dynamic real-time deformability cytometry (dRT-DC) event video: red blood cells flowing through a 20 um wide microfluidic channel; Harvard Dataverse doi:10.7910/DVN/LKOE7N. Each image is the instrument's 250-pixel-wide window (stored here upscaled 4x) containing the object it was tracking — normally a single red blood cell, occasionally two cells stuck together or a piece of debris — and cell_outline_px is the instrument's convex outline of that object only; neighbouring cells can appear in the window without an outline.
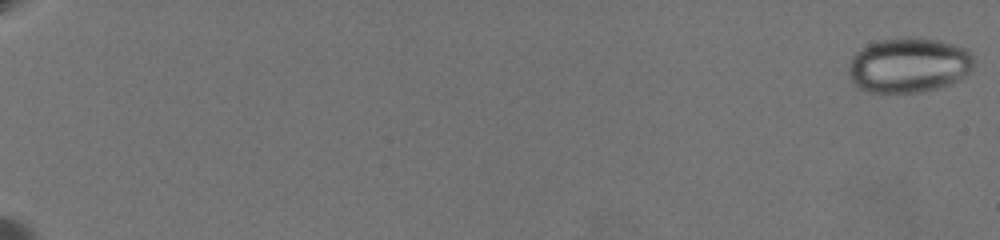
{"species": "common noctule bat (a hibernating species)", "species_latin": "Nyctalus noctula", "temperature_condition": "warm", "stored_images_in_passage": 59, "camera_frame_rate_fps": 3000, "um_per_image_px": 0.085, "animal": {"sex": "female", "body_mass_g": 19.5, "forearm_length_mm": 54.1}, "frame": {"image": 1, "passage_image": 1, "time_ms": 0.0, "image_size_px": [1000, 240], "cell_outline_px": [[976, 60], [972, 68], [964, 76], [948, 84], [936, 88], [920, 92], [868, 92], [852, 84], [848, 72], [848, 68], [852, 56], [856, 52], [868, 44], [880, 40], [908, 36], [920, 36], [940, 40], [964, 48]], "centroid_in_image_um": [77.22, 5.52], "position_along_channel_um": 7.8, "area_um2": 40.34}}
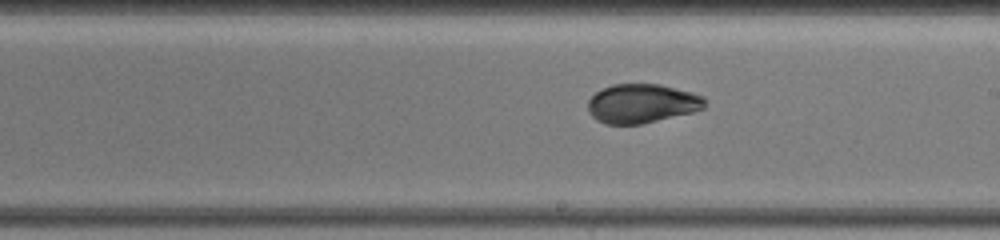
{"frame": {"image": 2, "passage_image": 31, "time_ms": 13.333, "image_size_px": [1000, 240], "cell_outline_px": [[704, 108], [692, 112], [640, 124], [604, 124], [596, 120], [588, 112], [588, 100], [596, 92], [612, 84], [660, 84], [692, 92], [704, 96]], "centroid_in_image_um": [54.54, 8.79], "position_along_channel_um": 234.5, "area_um2": 26.53}}
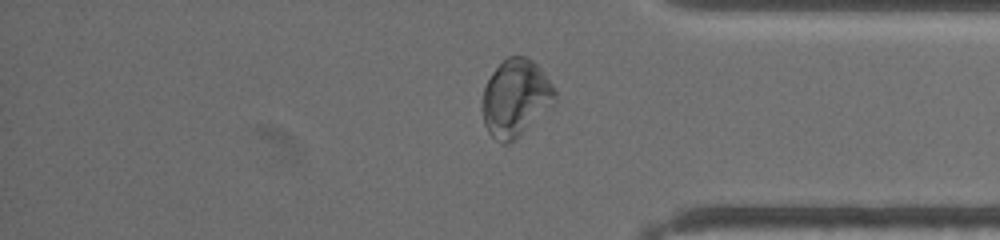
{"frame": {"image": 3, "passage_image": 48, "time_ms": 18.0, "image_size_px": [1000, 240], "cell_outline_px": [[556, 100], [512, 144], [500, 144], [488, 132], [484, 124], [480, 108], [480, 104], [484, 88], [492, 72], [508, 56], [528, 56], [540, 68], [556, 92]], "centroid_in_image_um": [43.77, 8.36], "position_along_channel_um": 391.4, "area_um2": 32.77}}